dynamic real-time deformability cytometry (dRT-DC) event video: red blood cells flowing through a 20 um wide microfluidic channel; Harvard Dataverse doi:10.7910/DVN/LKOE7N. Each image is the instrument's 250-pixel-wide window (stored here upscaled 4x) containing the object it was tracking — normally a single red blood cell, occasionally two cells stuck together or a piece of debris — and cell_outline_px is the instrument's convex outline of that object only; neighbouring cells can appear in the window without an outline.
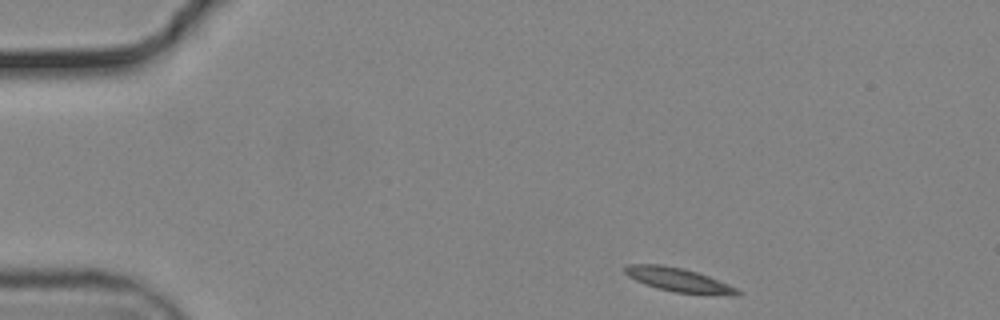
{"species": "common noctule bat (a hibernating species)", "species_latin": "Nyctalus noctula", "temperature_condition": "cold", "stored_images_in_passage": 48, "camera_frame_rate_fps": 3000, "um_per_image_px": 0.085, "animal": {"sex": "male", "body_mass_g": 19.2, "forearm_length_mm": 51.8}, "frame": {"image": 1, "passage_image": 1, "time_ms": 0.0, "image_size_px": [1000, 320], "cell_outline_px": [[744, 292], [740, 296], [728, 296], [676, 292], [656, 288], [636, 280], [628, 276], [624, 272], [624, 268], [628, 264], [660, 264], [684, 268], [708, 276], [728, 284]], "centroid_in_image_um": [57.74, 23.8], "position_along_channel_um": 27.3, "area_um2": 15.78}}
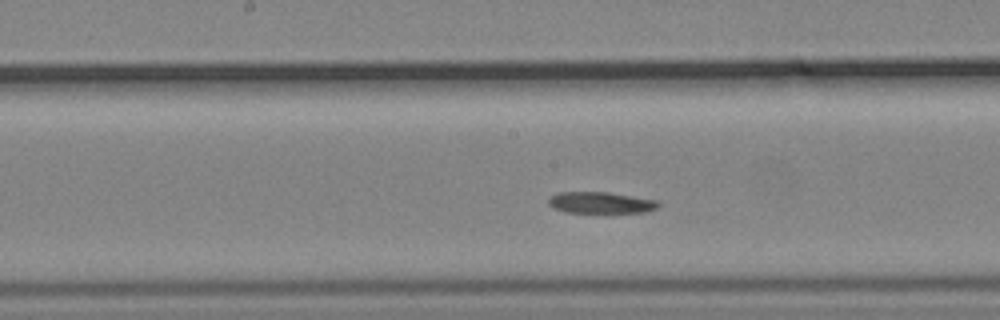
{"frame": {"image": 2, "passage_image": 21, "time_ms": 6.667, "image_size_px": [1000, 320], "cell_outline_px": [[660, 204], [656, 208], [644, 212], [608, 216], [604, 216], [564, 212], [552, 208], [548, 204], [548, 200], [556, 192], [608, 192], [656, 200]], "centroid_in_image_um": [51.04, 17.29], "position_along_channel_um": 197.2, "area_um2": 14.8}}
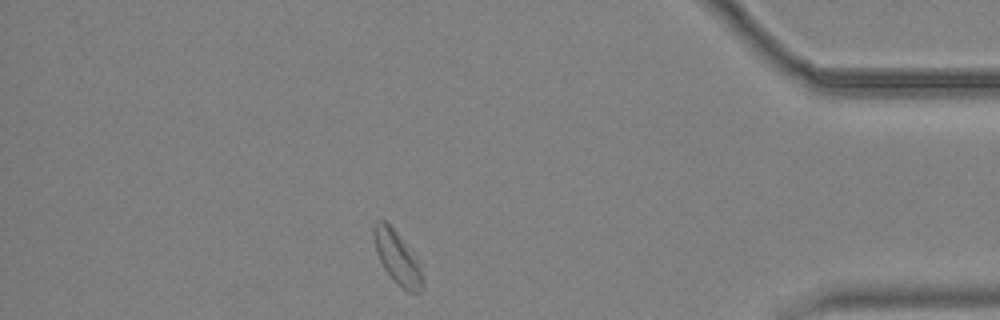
{"frame": {"image": 3, "passage_image": 41, "time_ms": 13.333, "image_size_px": [1000, 320], "cell_outline_px": [[424, 284], [420, 292], [408, 292], [384, 268], [376, 252], [372, 236], [372, 224], [376, 220], [384, 220], [396, 232], [420, 268], [424, 280]], "centroid_in_image_um": [33.71, 21.86], "position_along_channel_um": 401.5, "area_um2": 14.28}}